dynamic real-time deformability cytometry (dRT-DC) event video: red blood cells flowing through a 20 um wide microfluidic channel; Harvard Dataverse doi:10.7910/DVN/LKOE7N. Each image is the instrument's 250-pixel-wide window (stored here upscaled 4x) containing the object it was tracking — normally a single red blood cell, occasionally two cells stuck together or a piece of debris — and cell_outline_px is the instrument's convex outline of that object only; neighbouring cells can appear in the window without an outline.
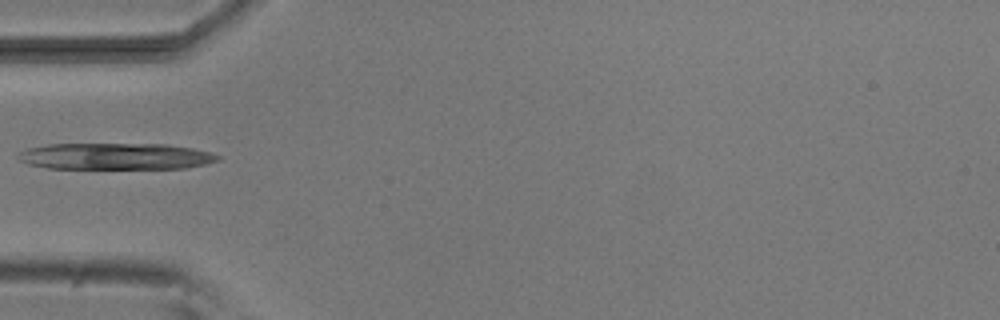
{"species": "common noctule bat (a hibernating species)", "species_latin": "Nyctalus noctula", "temperature_condition": "room temperature", "stored_images_in_passage": 36, "camera_frame_rate_fps": 3000, "um_per_image_px": 0.085, "animal": {"sex": "male", "body_mass_g": 20.5, "forearm_length_mm": 52.5}, "frame": {"image": 1, "passage_image": 1, "time_ms": 0.0, "image_size_px": [1000, 320], "cell_outline_px": [[220, 160], [204, 164], [184, 168], [48, 168], [28, 164], [20, 160], [16, 156], [20, 152], [28, 148], [48, 144], [168, 144], [192, 148], [212, 152], [220, 156]], "centroid_in_image_um": [9.83, 13.28], "position_along_channel_um": 75.2, "area_um2": 30.75}}
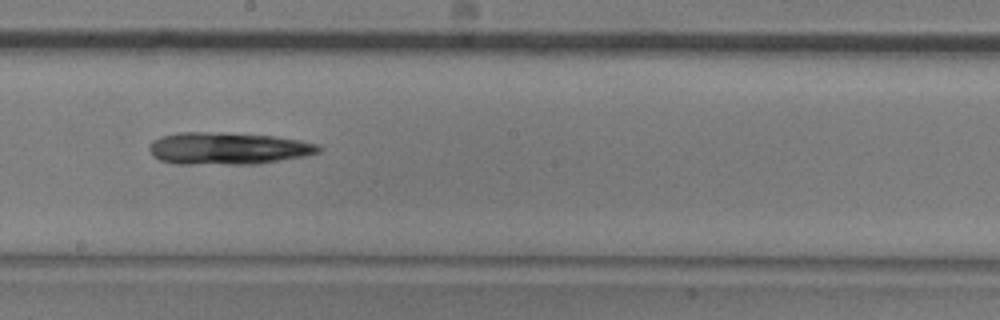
{"frame": {"image": 2, "passage_image": 13, "time_ms": 4.0, "image_size_px": [1000, 320], "cell_outline_px": [[320, 152], [304, 156], [256, 164], [176, 164], [160, 160], [152, 156], [148, 148], [148, 144], [152, 140], [160, 136], [180, 132], [208, 132], [272, 136], [300, 140], [320, 144]], "centroid_in_image_um": [19.32, 12.62], "position_along_channel_um": 228.9, "area_um2": 31.79}}
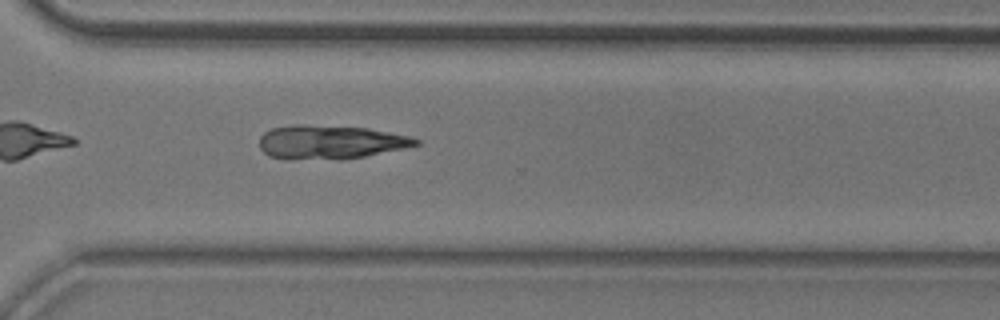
{"frame": {"image": 3, "passage_image": 22, "time_ms": 7.0, "image_size_px": [1000, 320], "cell_outline_px": [[420, 144], [404, 148], [364, 156], [340, 160], [288, 160], [268, 156], [260, 148], [260, 136], [264, 132], [272, 128], [292, 124], [304, 124], [368, 128], [408, 136], [420, 140]], "centroid_in_image_um": [28.01, 12.09], "position_along_channel_um": 342.6, "area_um2": 31.21}}